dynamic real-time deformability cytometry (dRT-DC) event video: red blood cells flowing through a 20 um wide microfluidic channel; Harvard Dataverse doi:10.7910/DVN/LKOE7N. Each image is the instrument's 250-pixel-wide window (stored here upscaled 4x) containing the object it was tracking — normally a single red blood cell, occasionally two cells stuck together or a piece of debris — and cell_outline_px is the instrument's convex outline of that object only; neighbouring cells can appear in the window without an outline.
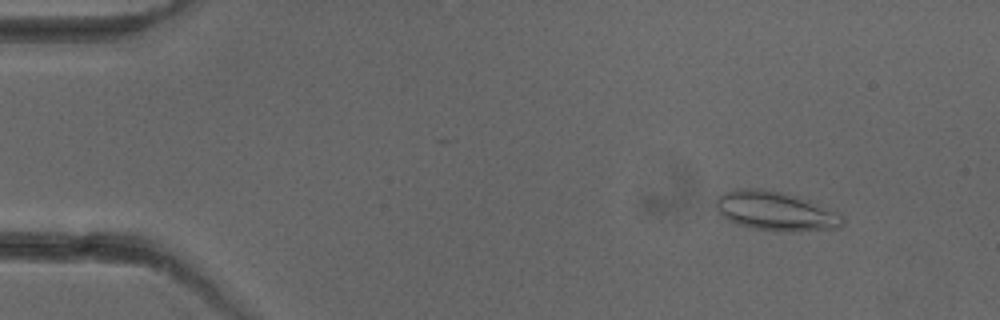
{"species": "common noctule bat (a hibernating species)", "species_latin": "Nyctalus noctula", "temperature_condition": "cold", "stored_images_in_passage": 52, "camera_frame_rate_fps": 3000, "um_per_image_px": 0.085, "animal": {"sex": "female"}, "frame": {"image": 1, "passage_image": 6, "time_ms": 1.667, "image_size_px": [1000, 320], "cell_outline_px": [[844, 224], [840, 228], [796, 232], [788, 232], [752, 228], [736, 224], [728, 220], [716, 208], [716, 196], [724, 192], [736, 188], [760, 188], [780, 192], [796, 196], [808, 200], [836, 212], [844, 216]], "centroid_in_image_um": [65.92, 17.95], "position_along_channel_um": 19.1, "area_um2": 29.02}}
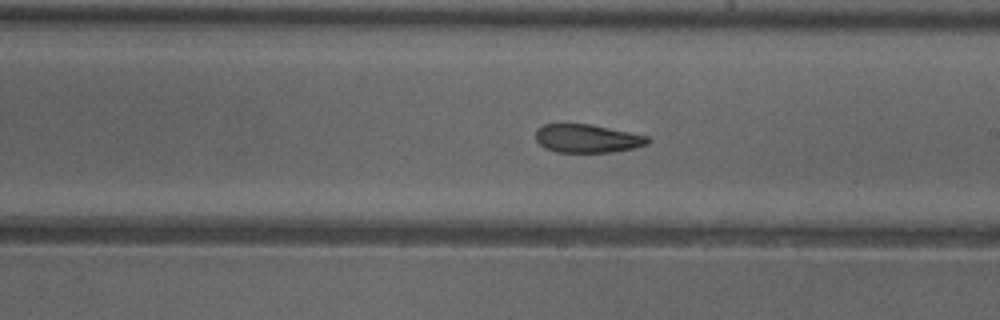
{"frame": {"image": 2, "passage_image": 30, "time_ms": 9.667, "image_size_px": [1000, 320], "cell_outline_px": [[652, 140], [648, 144], [636, 148], [612, 152], [556, 152], [544, 148], [536, 140], [536, 128], [544, 124], [588, 124], [648, 136]], "centroid_in_image_um": [49.92, 11.78], "position_along_channel_um": 239.1, "area_um2": 18.55}}
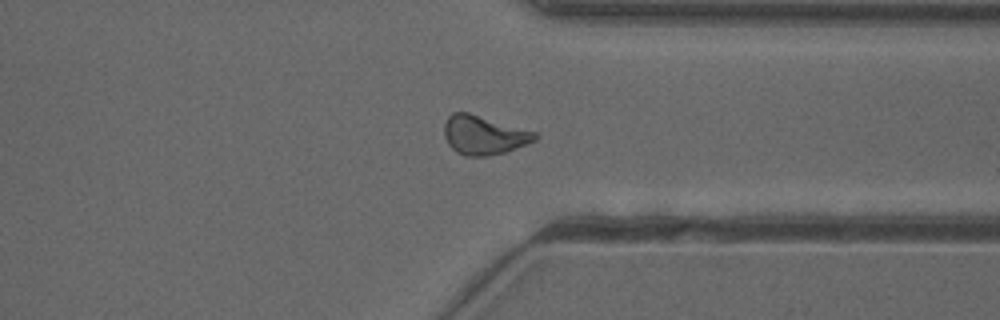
{"frame": {"image": 3, "passage_image": 40, "time_ms": 13.0, "image_size_px": [1000, 320], "cell_outline_px": [[540, 136], [536, 140], [516, 148], [504, 152], [488, 156], [464, 156], [456, 152], [448, 144], [444, 136], [444, 124], [448, 116], [452, 112], [468, 112], [536, 132]], "centroid_in_image_um": [41.11, 11.48], "position_along_channel_um": 370.3, "area_um2": 20.63}, "authors_computed_cell_mechanics": {"area_um2": 20.5768, "velocity_mm_per_s": 3.9675, "shape_relaxation_time_tau1_ms": null, "shape_relaxation_time_tau2_ms": 3.8695, "deformation_change_tau1": null, "deformation_change_tau2": 0.114}}